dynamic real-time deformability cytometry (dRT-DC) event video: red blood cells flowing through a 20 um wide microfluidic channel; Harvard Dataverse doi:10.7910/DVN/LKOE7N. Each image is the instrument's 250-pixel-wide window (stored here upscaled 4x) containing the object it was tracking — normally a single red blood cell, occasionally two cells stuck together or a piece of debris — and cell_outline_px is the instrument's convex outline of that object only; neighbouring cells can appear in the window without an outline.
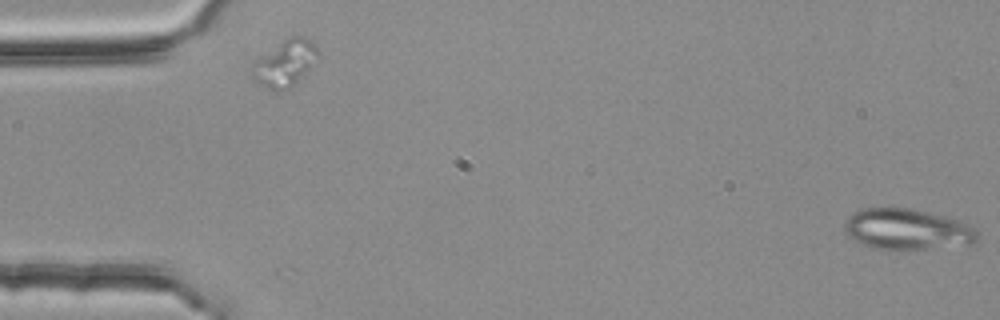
{"species": "common noctule bat (a hibernating species)", "species_latin": "Nyctalus noctula", "temperature_condition": "room temperature", "stored_images_in_passage": 3, "camera_frame_rate_fps": 3000, "um_per_image_px": 0.085, "animal": {"sex": "female", "body_mass_g": 25.1}, "frame": {"image": 1, "passage_image": 1, "time_ms": 0.0, "image_size_px": [1000, 320], "cell_outline_px": [[980, 236], [972, 244], [908, 252], [900, 252], [876, 248], [864, 244], [856, 240], [844, 232], [844, 224], [852, 212], [860, 208], [912, 208], [944, 216], [968, 224], [976, 228]], "centroid_in_image_um": [77.14, 19.52], "position_along_channel_um": 7.9, "area_um2": 32.43}}